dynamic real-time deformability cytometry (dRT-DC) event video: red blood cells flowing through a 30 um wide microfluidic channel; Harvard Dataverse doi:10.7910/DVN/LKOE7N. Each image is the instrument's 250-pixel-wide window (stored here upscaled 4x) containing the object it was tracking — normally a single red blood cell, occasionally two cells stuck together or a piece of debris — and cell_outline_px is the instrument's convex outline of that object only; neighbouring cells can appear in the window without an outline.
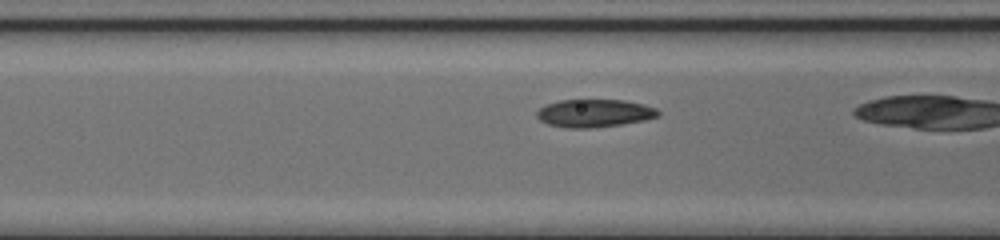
{"species": "common noctule bat (a hibernating species)", "species_latin": "Nyctalus noctula", "temperature_condition": "cold", "stored_images_in_passage": 29, "camera_frame_rate_fps": 3000, "um_per_image_px": 0.085, "animal": {"sex": "female", "body_mass_g": 17.0, "forearm_length_mm": 48.0}, "frame": {"image": 1, "passage_image": 10, "time_ms": 3.0, "image_size_px": [1000, 240], "cell_outline_px": [[660, 116], [644, 120], [620, 124], [592, 128], [568, 128], [548, 124], [540, 120], [536, 116], [536, 112], [544, 104], [560, 100], [624, 100], [644, 104], [656, 108], [660, 112]], "centroid_in_image_um": [50.51, 9.61], "position_along_channel_um": 116.1, "area_um2": 19.77}}
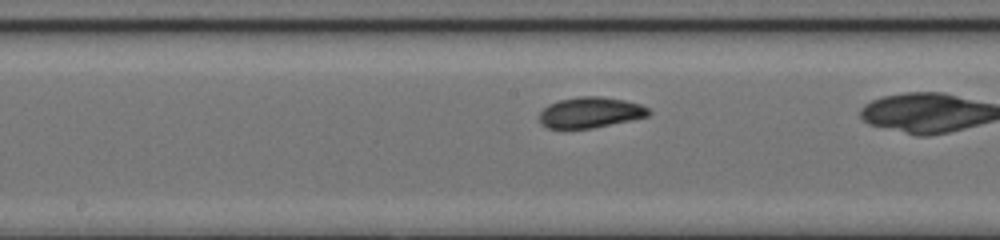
{"frame": {"image": 2, "passage_image": 16, "time_ms": 5.0, "image_size_px": [1000, 240], "cell_outline_px": [[652, 112], [648, 116], [632, 120], [592, 128], [548, 128], [540, 124], [540, 112], [548, 104], [560, 100], [580, 96], [600, 96], [624, 100], [640, 104], [648, 108]], "centroid_in_image_um": [50.19, 9.56], "position_along_channel_um": 198.0, "area_um2": 19.54}}
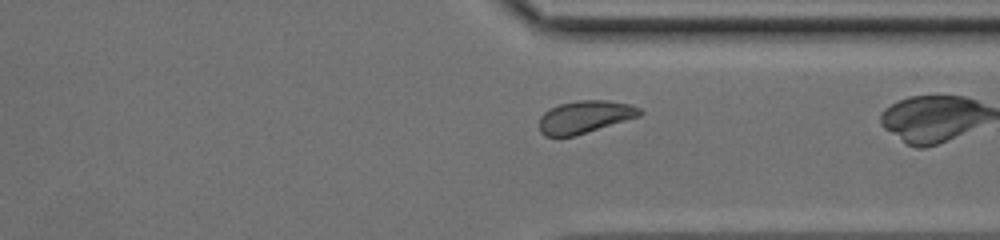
{"frame": {"image": 3, "passage_image": 28, "time_ms": 9.0, "image_size_px": [1000, 240], "cell_outline_px": [[644, 112], [640, 116], [576, 136], [544, 136], [540, 132], [540, 116], [544, 112], [560, 104], [580, 100], [608, 100], [632, 104], [640, 108]], "centroid_in_image_um": [49.75, 9.94], "position_along_channel_um": 361.6, "area_um2": 19.13}}